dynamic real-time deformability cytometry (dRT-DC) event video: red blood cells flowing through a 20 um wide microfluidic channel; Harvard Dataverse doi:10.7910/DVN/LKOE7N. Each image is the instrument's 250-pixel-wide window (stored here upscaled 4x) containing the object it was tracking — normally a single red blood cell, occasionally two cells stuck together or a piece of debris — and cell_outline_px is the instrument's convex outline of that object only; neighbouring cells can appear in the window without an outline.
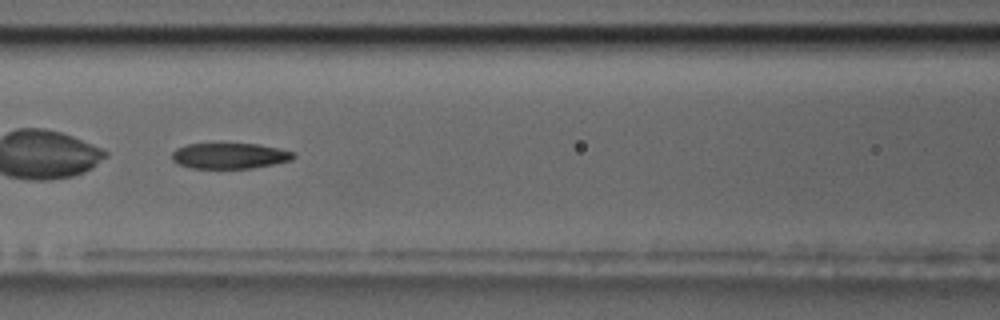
{"species": "common noctule bat (a hibernating species)", "species_latin": "Nyctalus noctula", "temperature_condition": "room temperature", "stored_images_in_passage": 56, "camera_frame_rate_fps": 3000, "um_per_image_px": 0.085, "animal": {"sex": "male", "body_mass_g": 17.5, "forearm_length_mm": 52.3}, "frame": {"image": 1, "passage_image": 25, "time_ms": 8.0, "image_size_px": [1000, 320], "cell_outline_px": [[296, 156], [292, 160], [252, 168], [192, 168], [176, 164], [172, 160], [172, 152], [176, 148], [188, 144], [260, 144], [280, 148], [296, 152]], "centroid_in_image_um": [19.54, 13.24], "position_along_channel_um": 147.1, "area_um2": 18.32}}
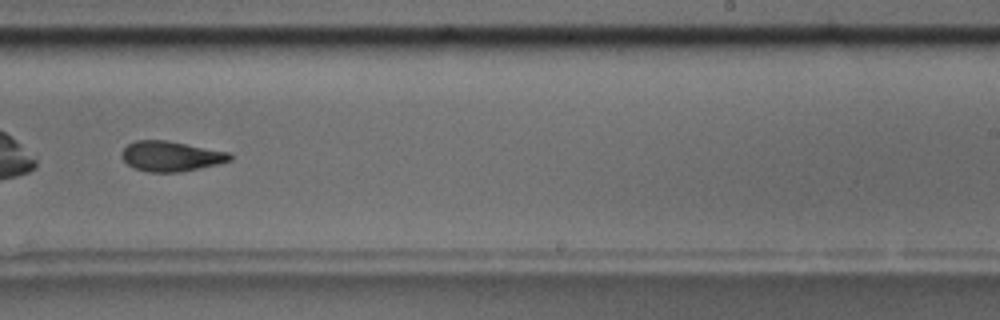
{"frame": {"image": 2, "passage_image": 36, "time_ms": 11.667, "image_size_px": [1000, 320], "cell_outline_px": [[232, 160], [220, 164], [180, 172], [148, 172], [136, 168], [128, 164], [120, 156], [120, 152], [128, 144], [136, 140], [168, 140], [228, 152], [232, 156]], "centroid_in_image_um": [14.53, 13.27], "position_along_channel_um": 274.5, "area_um2": 19.07}, "authors_computed_cell_mechanics": {"area_um2": 19.9121, "velocity_mm_per_s": 3.4893, "shape_relaxation_time_tau1_ms": 6.7302, "shape_relaxation_time_tau2_ms": 4.5861, "deformation_change_tau1": 0.1941, "deformation_change_tau2": 0.1322}}